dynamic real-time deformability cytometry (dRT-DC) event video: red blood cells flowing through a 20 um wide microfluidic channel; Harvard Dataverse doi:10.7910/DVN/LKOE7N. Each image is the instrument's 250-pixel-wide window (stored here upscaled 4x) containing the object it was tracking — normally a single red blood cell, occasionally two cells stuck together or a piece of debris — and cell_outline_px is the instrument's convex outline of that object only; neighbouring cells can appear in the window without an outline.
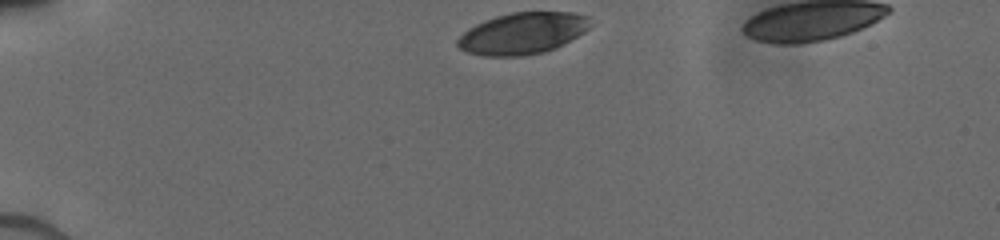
{"species": "human", "species_latin": "Homo sapiens", "temperature_condition": "cold", "stored_images_in_passage": 32, "camera_frame_rate_fps": 3000, "um_per_image_px": 0.085, "donor": {"sex": "male"}, "frame": {"image": 1, "passage_image": 1, "time_ms": 0.0, "image_size_px": [1000, 240], "cell_outline_px": [[588, 28], [584, 32], [556, 48], [544, 52], [520, 56], [484, 56], [468, 52], [460, 48], [456, 44], [456, 40], [468, 28], [484, 20], [496, 16], [512, 12], [572, 12], [588, 16]], "centroid_in_image_um": [44.39, 2.83], "position_along_channel_um": 40.6, "area_um2": 31.96}}
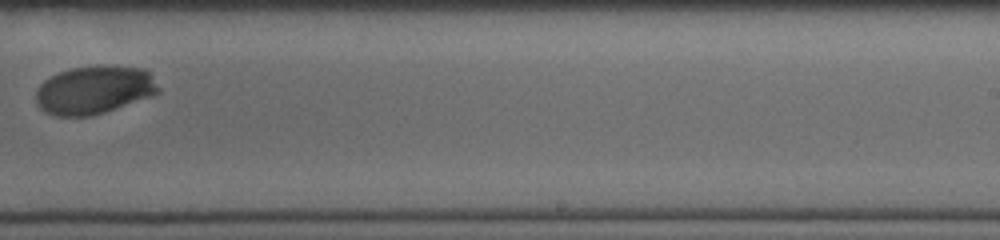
{"frame": {"image": 2, "passage_image": 18, "time_ms": 7.333, "image_size_px": [1000, 240], "cell_outline_px": [[160, 92], [104, 112], [88, 116], [56, 116], [40, 108], [36, 104], [36, 92], [40, 84], [44, 80], [60, 72], [72, 68], [100, 64], [104, 64], [144, 68], [148, 72], [160, 88]], "centroid_in_image_um": [7.99, 7.62], "position_along_channel_um": 281.0, "area_um2": 34.28}}
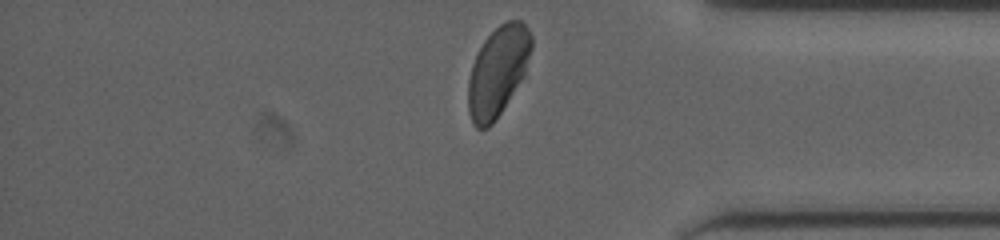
{"frame": {"image": 3, "passage_image": 31, "time_ms": 10.333, "image_size_px": [1000, 240], "cell_outline_px": [[532, 48], [524, 76], [492, 124], [488, 128], [476, 128], [468, 112], [468, 80], [472, 64], [484, 40], [500, 24], [508, 20], [520, 20], [528, 28], [532, 36]], "centroid_in_image_um": [42.32, 6.04], "position_along_channel_um": 392.9, "area_um2": 32.77}}